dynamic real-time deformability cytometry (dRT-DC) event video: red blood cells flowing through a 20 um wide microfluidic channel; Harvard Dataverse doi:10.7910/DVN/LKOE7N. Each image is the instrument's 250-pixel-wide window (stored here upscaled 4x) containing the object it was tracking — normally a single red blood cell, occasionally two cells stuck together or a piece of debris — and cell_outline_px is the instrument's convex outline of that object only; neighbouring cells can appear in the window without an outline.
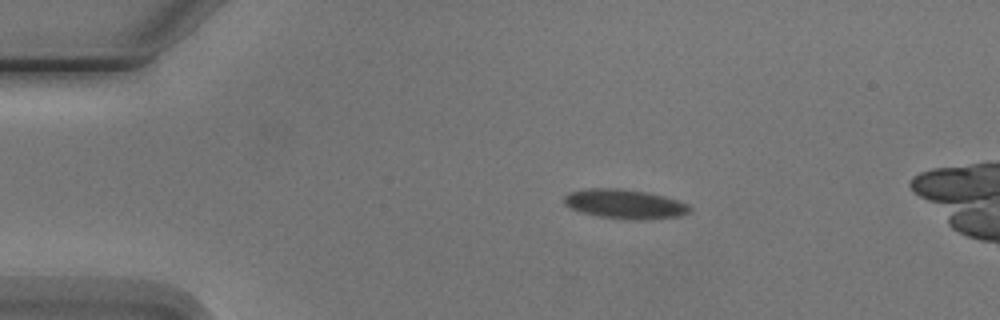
{"species": "Egyptian fruit bat (a non-hibernating species)", "species_latin": "Rousettus aegyptiacus", "temperature_condition": "cold", "stored_images_in_passage": 6, "camera_frame_rate_fps": 3000, "um_per_image_px": 0.085, "animal": {"sex": "male"}, "frame": {"image": 1, "passage_image": 1, "time_ms": 0.0, "image_size_px": [1000, 320], "cell_outline_px": [[692, 208], [688, 212], [676, 216], [600, 216], [584, 212], [572, 208], [564, 204], [564, 196], [568, 192], [588, 188], [620, 188], [644, 192], [676, 200]], "centroid_in_image_um": [52.97, 17.26], "position_along_channel_um": 32.0, "area_um2": 19.71}}
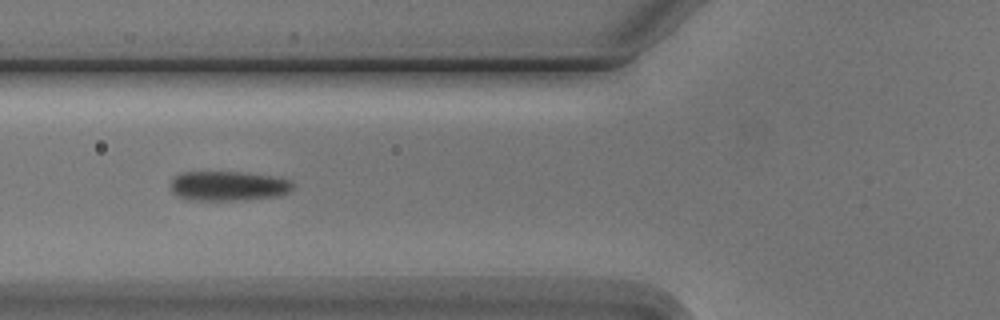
{"frame": {"image": 2, "passage_image": 4, "time_ms": 3.333, "image_size_px": [1000, 320], "cell_outline_px": [[296, 184], [288, 192], [280, 196], [244, 200], [188, 200], [176, 196], [168, 188], [172, 176], [184, 172], [240, 172], [272, 176], [292, 180]], "centroid_in_image_um": [19.37, 15.81], "position_along_channel_um": 106.4, "area_um2": 21.62}}
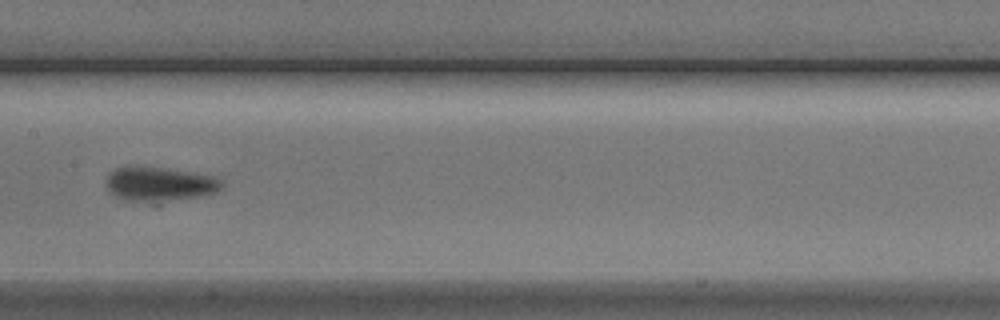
{"frame": {"image": 3, "passage_image": 6, "time_ms": 5.667, "image_size_px": [1000, 320], "cell_outline_px": [[224, 184], [216, 192], [200, 196], [160, 204], [152, 204], [124, 200], [108, 192], [104, 180], [116, 168], [156, 168], [216, 176]], "centroid_in_image_um": [13.55, 15.72], "position_along_channel_um": 193.9, "area_um2": 23.18}}